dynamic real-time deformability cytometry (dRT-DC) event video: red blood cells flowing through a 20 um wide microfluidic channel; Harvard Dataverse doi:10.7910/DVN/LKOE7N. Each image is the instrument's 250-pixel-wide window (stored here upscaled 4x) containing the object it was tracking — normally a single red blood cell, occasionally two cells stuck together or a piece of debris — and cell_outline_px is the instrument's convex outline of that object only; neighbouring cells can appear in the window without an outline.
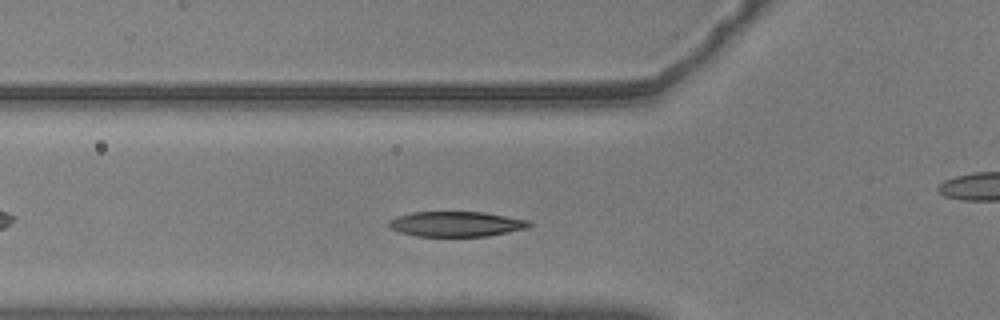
{"species": "common noctule bat (a hibernating species)", "species_latin": "Nyctalus noctula", "temperature_condition": "warm", "stored_images_in_passage": 48, "camera_frame_rate_fps": 3000, "um_per_image_px": 0.085, "animal": {"sex": "male", "body_mass_g": 20.5, "forearm_length_mm": 52.5}, "frame": {"image": 1, "passage_image": 10, "time_ms": 3.0, "image_size_px": [1000, 320], "cell_outline_px": [[532, 224], [528, 228], [488, 236], [416, 236], [400, 232], [392, 228], [388, 224], [388, 220], [396, 216], [412, 212], [484, 212], [528, 220]], "centroid_in_image_um": [38.77, 19.04], "position_along_channel_um": 87.0, "area_um2": 20.52}}
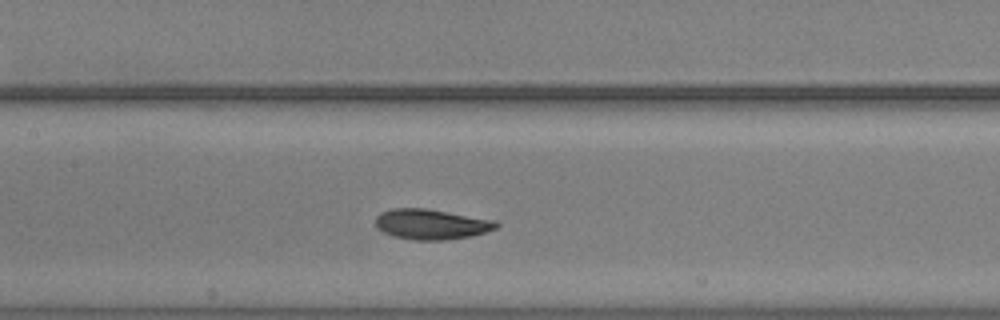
{"frame": {"image": 2, "passage_image": 17, "time_ms": 5.333, "image_size_px": [1000, 320], "cell_outline_px": [[500, 224], [496, 228], [472, 236], [444, 240], [412, 240], [392, 236], [376, 228], [376, 216], [380, 212], [392, 208], [428, 208], [496, 220]], "centroid_in_image_um": [36.65, 19.05], "position_along_channel_um": 170.7, "area_um2": 21.56}}
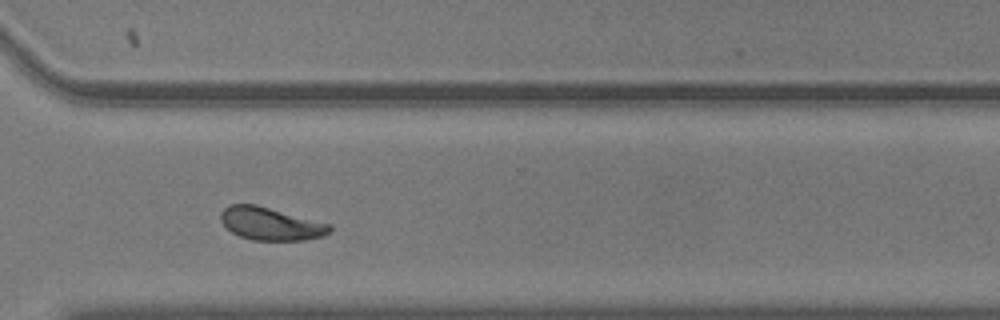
{"frame": {"image": 3, "passage_image": 32, "time_ms": 10.333, "image_size_px": [1000, 320], "cell_outline_px": [[332, 228], [324, 236], [304, 240], [252, 240], [240, 236], [232, 232], [220, 220], [220, 212], [228, 204], [256, 204], [332, 224]], "centroid_in_image_um": [23.01, 19.01], "position_along_channel_um": 347.6, "area_um2": 20.92}, "authors_computed_cell_mechanics": {"area_um2": 21.2126, "velocity_mm_per_s": 3.5448, "shape_relaxation_time_tau1_ms": 2.363, "shape_relaxation_time_tau2_ms": 1.4801, "deformation_change_tau1": 0.1468, "deformation_change_tau2": 0.0622}}